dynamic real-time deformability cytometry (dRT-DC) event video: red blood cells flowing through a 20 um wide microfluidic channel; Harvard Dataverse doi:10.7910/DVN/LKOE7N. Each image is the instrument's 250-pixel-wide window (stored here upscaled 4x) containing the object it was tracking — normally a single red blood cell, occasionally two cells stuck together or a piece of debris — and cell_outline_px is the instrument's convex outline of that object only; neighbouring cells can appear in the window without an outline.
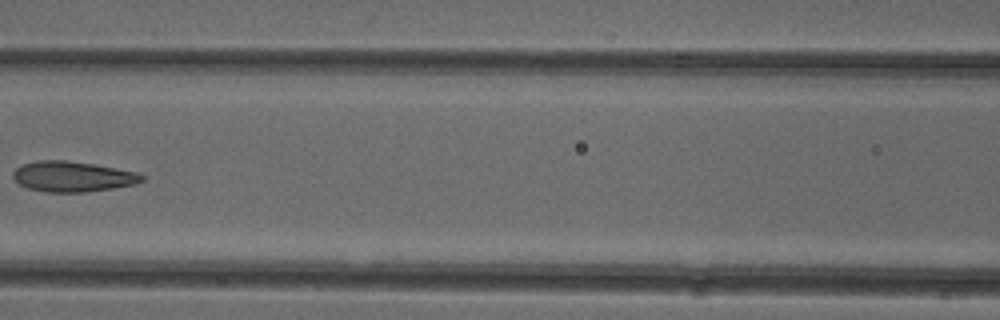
{"species": "common noctule bat (a hibernating species)", "species_latin": "Nyctalus noctula", "temperature_condition": "cold", "stored_images_in_passage": 7, "camera_frame_rate_fps": 3000, "um_per_image_px": 0.085, "animal": {"sex": "female"}, "frame": {"image": 1, "passage_image": 6, "time_ms": 7.0, "image_size_px": [1000, 320], "cell_outline_px": [[144, 180], [136, 184], [112, 188], [84, 192], [48, 192], [28, 188], [20, 184], [12, 176], [12, 172], [16, 168], [24, 164], [36, 160], [68, 160], [92, 164], [136, 172], [144, 176]], "centroid_in_image_um": [6.16, 15.0], "position_along_channel_um": 160.4, "area_um2": 22.66}}
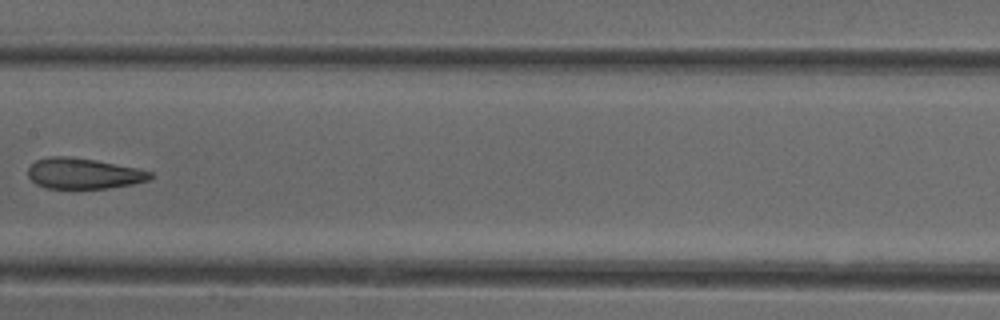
{"frame": {"image": 2, "passage_image": 7, "time_ms": 8.0, "image_size_px": [1000, 320], "cell_outline_px": [[156, 176], [148, 180], [132, 184], [108, 188], [44, 188], [36, 184], [28, 176], [28, 168], [36, 160], [52, 156], [68, 156], [96, 160], [136, 168], [152, 172]], "centroid_in_image_um": [7.1, 14.75], "position_along_channel_um": 200.3, "area_um2": 21.85}}